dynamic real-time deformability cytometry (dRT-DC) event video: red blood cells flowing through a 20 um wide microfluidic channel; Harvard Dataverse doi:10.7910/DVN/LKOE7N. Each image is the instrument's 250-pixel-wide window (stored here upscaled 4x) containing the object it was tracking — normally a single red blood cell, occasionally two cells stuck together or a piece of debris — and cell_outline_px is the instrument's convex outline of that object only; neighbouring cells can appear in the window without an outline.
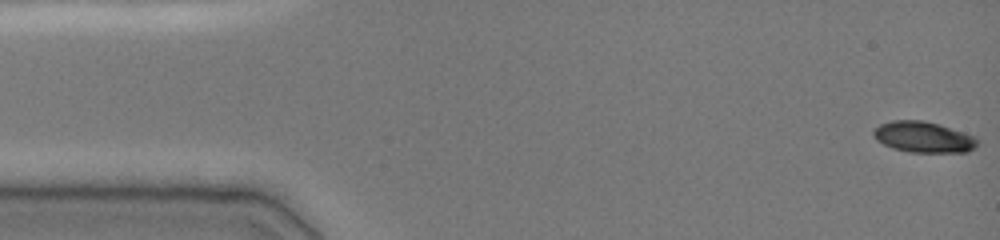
{"species": "common noctule bat (a hibernating species)", "species_latin": "Nyctalus noctula", "temperature_condition": "cold", "stored_images_in_passage": 7, "camera_frame_rate_fps": 3000, "um_per_image_px": 0.085, "animal": {"sex": "female", "body_mass_g": 19.0, "forearm_length_mm": 51.5}, "frame": {"image": 1, "passage_image": 1, "time_ms": 0.0, "image_size_px": [1000, 240], "cell_outline_px": [[980, 140], [968, 152], [908, 152], [892, 148], [876, 140], [872, 136], [872, 132], [880, 124], [892, 120], [924, 120], [940, 124], [976, 136]], "centroid_in_image_um": [78.49, 11.64], "position_along_channel_um": 6.5, "area_um2": 18.9}}
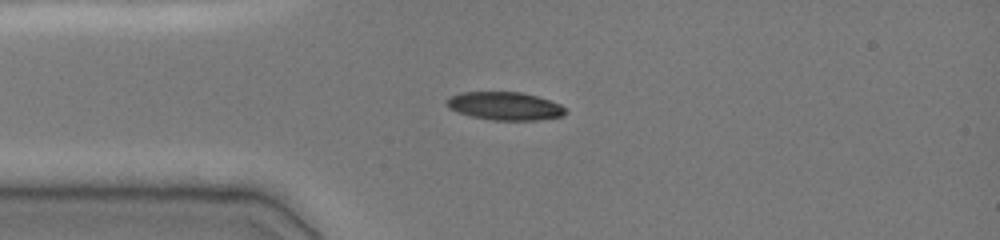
{"frame": {"image": 2, "passage_image": 5, "time_ms": 3.667, "image_size_px": [1000, 240], "cell_outline_px": [[568, 112], [564, 116], [536, 120], [492, 120], [472, 116], [456, 112], [448, 108], [444, 104], [444, 100], [448, 96], [460, 92], [520, 92], [536, 96], [560, 104]], "centroid_in_image_um": [42.85, 9.01], "position_along_channel_um": 42.2, "area_um2": 19.65}}